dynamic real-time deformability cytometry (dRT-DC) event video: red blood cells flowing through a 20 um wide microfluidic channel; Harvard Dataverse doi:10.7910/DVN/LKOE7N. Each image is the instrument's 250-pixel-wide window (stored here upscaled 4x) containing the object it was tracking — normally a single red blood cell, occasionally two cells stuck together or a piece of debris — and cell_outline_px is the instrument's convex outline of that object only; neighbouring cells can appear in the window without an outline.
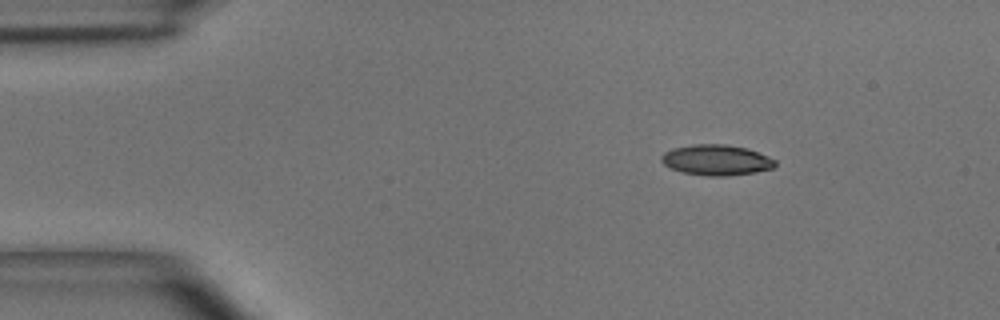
{"species": "common noctule bat (a hibernating species)", "species_latin": "Nyctalus noctula", "temperature_condition": "room temperature", "stored_images_in_passage": 43, "camera_frame_rate_fps": 3000, "um_per_image_px": 0.085, "animal": {"sex": "male", "body_mass_g": 15.6}, "frame": {"image": 1, "passage_image": 1, "time_ms": 0.0, "image_size_px": [1000, 320], "cell_outline_px": [[776, 164], [772, 168], [756, 172], [724, 176], [708, 176], [684, 172], [672, 168], [664, 164], [660, 160], [660, 156], [664, 152], [672, 148], [692, 144], [728, 144], [748, 148], [768, 156], [776, 160]], "centroid_in_image_um": [60.89, 13.58], "position_along_channel_um": 24.1, "area_um2": 20.35}}
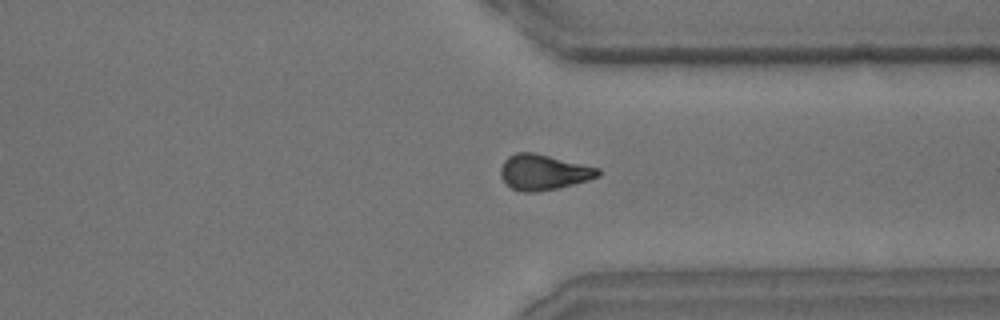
{"frame": {"image": 2, "passage_image": 31, "time_ms": 10.0, "image_size_px": [1000, 320], "cell_outline_px": [[600, 176], [588, 180], [556, 188], [536, 192], [520, 192], [512, 188], [500, 176], [500, 168], [504, 160], [508, 156], [516, 152], [532, 152], [600, 168]], "centroid_in_image_um": [46.18, 14.63], "position_along_channel_um": 365.2, "area_um2": 20.0}}
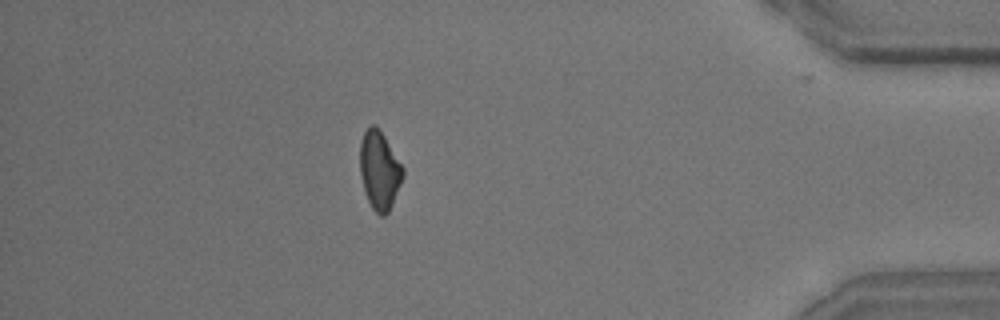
{"frame": {"image": 3, "passage_image": 37, "time_ms": 12.0, "image_size_px": [1000, 320], "cell_outline_px": [[404, 176], [392, 204], [388, 212], [384, 216], [380, 216], [372, 208], [364, 192], [360, 176], [360, 140], [364, 132], [372, 124], [380, 128], [404, 168]], "centroid_in_image_um": [32.25, 14.46], "position_along_channel_um": 403.0, "area_um2": 19.77}, "authors_computed_cell_mechanics": {"area_um2": 19.9988, "velocity_mm_per_s": 4.0653, "shape_relaxation_time_tau1_ms": 5.4341, "shape_relaxation_time_tau2_ms": 7.3807, "deformation_change_tau1": 0.1591, "deformation_change_tau2": 0.1491}}